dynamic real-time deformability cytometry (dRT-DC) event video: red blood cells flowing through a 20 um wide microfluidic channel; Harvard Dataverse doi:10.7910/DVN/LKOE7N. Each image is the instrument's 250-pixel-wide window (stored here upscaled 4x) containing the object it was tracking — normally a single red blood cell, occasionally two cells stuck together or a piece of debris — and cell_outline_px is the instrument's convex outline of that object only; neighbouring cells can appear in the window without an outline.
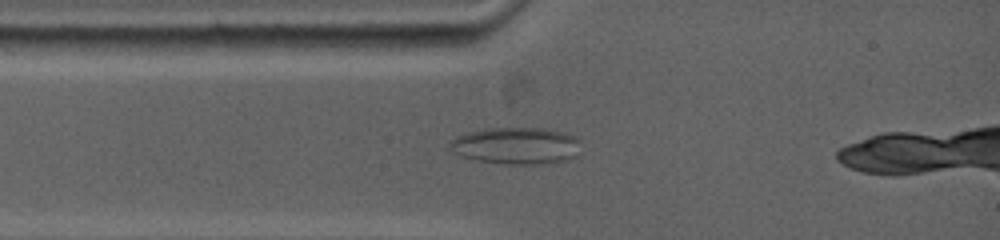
{"species": "common noctule bat (a hibernating species)", "species_latin": "Nyctalus noctula", "temperature_condition": "warm", "stored_images_in_passage": 45, "segment_of_instrument_passage": [1, 2], "camera_frame_rate_fps": 5000, "um_per_image_px": 0.085, "animal": {"sex": "female", "body_mass_g": 19.0, "forearm_length_mm": 53.3}, "frame": {"image": 1, "passage_image": 1, "time_ms": 0.0, "image_size_px": [1000, 240], "cell_outline_px": [[580, 156], [564, 160], [536, 164], [504, 164], [476, 160], [460, 156], [452, 152], [448, 144], [456, 136], [468, 132], [488, 128], [544, 128], [564, 132], [576, 136], [580, 140]], "centroid_in_image_um": [43.9, 12.38], "position_along_channel_um": 41.1, "area_um2": 28.5}}
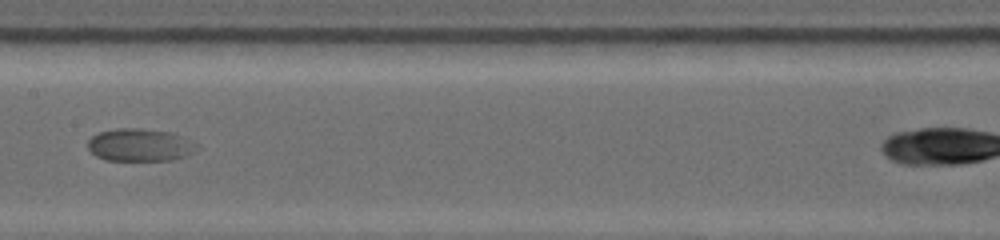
{"frame": {"image": 2, "passage_image": 19, "time_ms": 4.2, "image_size_px": [1000, 240], "cell_outline_px": [[200, 148], [196, 152], [188, 156], [172, 160], [104, 160], [96, 156], [88, 148], [88, 140], [92, 136], [100, 132], [116, 128], [140, 128], [172, 132], [200, 144]], "centroid_in_image_um": [11.96, 12.32], "position_along_channel_um": 195.4, "area_um2": 21.1}}
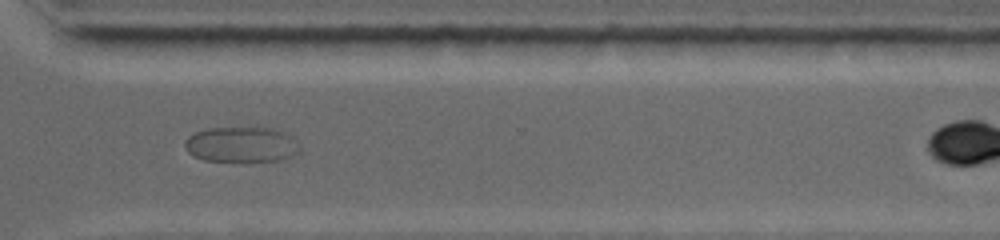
{"frame": {"image": 3, "passage_image": 38, "time_ms": 8.4, "image_size_px": [1000, 240], "cell_outline_px": [[300, 152], [292, 156], [280, 160], [240, 164], [204, 160], [192, 156], [184, 148], [184, 140], [188, 136], [196, 132], [208, 128], [272, 128], [292, 136]], "centroid_in_image_um": [20.47, 12.34], "position_along_channel_um": 350.1, "area_um2": 24.45}}